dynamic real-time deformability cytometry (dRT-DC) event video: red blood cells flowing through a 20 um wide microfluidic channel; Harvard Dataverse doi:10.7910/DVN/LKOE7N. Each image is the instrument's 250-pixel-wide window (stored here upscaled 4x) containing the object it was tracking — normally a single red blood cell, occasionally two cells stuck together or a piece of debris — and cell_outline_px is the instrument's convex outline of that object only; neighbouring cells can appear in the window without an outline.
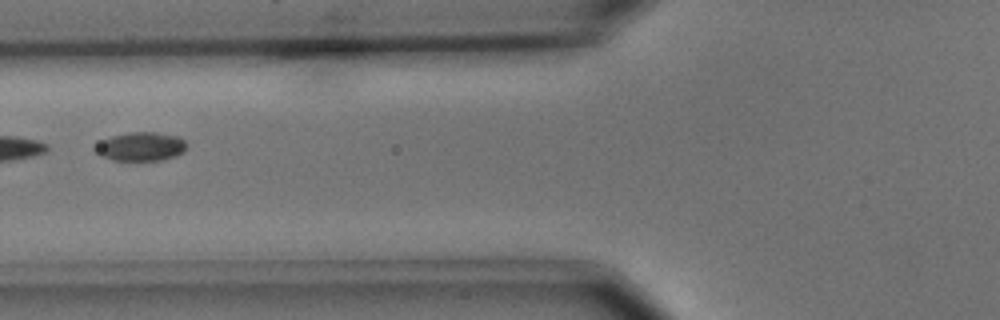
{"species": "common noctule bat (a hibernating species)", "species_latin": "Nyctalus noctula", "temperature_condition": "cold", "stored_images_in_passage": 5, "segment_of_instrument_passage": [2, 2], "camera_frame_rate_fps": 3000, "um_per_image_px": 0.085, "animal": {"sex": "male", "body_mass_g": 15.6}, "frame": {"image": 1, "passage_image": 5, "time_ms": 4.667, "image_size_px": [1000, 320], "cell_outline_px": [[188, 144], [184, 152], [176, 156], [160, 160], [112, 160], [100, 156], [92, 152], [92, 148], [96, 144], [112, 136], [128, 132], [156, 132], [176, 136], [184, 140]], "centroid_in_image_um": [11.94, 12.46], "position_along_channel_um": 113.9, "area_um2": 15.49}}